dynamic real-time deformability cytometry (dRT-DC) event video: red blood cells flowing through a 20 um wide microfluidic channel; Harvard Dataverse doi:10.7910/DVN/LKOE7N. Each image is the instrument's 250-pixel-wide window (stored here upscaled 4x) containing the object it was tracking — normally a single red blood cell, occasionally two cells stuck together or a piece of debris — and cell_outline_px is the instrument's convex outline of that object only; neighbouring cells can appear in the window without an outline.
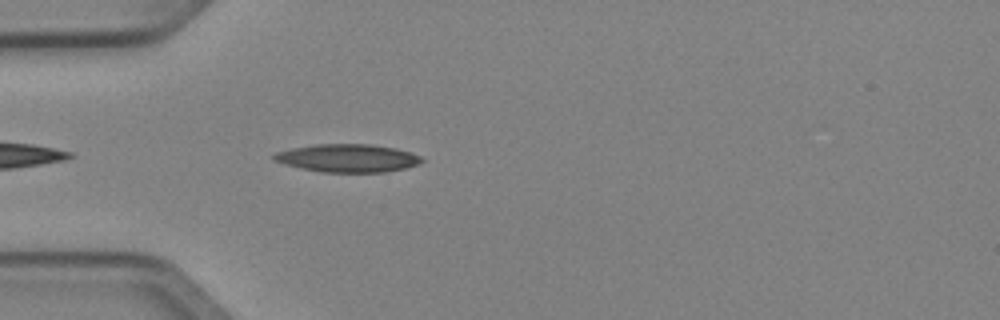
{"species": "Egyptian fruit bat (a non-hibernating species)", "species_latin": "Rousettus aegyptiacus", "temperature_condition": "cold", "stored_images_in_passage": 7, "camera_frame_rate_fps": 3000, "um_per_image_px": 0.085, "animal": {"sex": "female"}, "frame": {"image": 1, "passage_image": 3, "time_ms": 0.667, "image_size_px": [1000, 320], "cell_outline_px": [[424, 160], [420, 164], [404, 168], [384, 172], [320, 172], [300, 168], [284, 164], [272, 160], [272, 156], [276, 152], [292, 148], [316, 144], [372, 144], [396, 148], [412, 152], [420, 156]], "centroid_in_image_um": [29.55, 13.44], "position_along_channel_um": 55.4, "area_um2": 24.28}}